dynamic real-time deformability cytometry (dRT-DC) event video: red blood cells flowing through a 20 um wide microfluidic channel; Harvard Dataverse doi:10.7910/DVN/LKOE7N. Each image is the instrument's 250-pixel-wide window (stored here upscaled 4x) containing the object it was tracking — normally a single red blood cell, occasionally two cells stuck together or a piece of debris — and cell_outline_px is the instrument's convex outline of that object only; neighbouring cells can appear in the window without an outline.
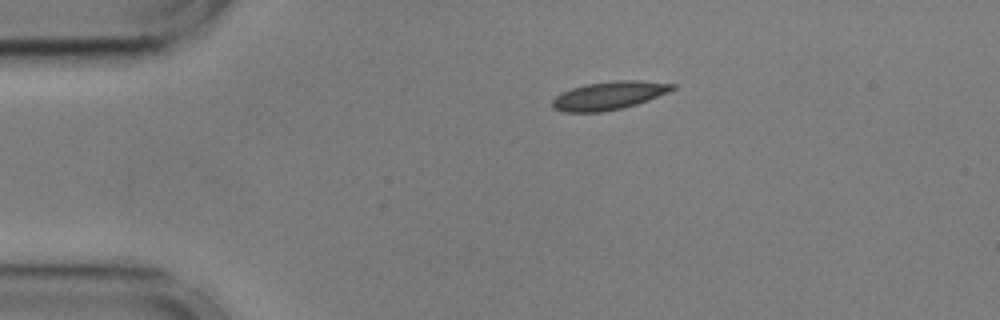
{"species": "common noctule bat (a hibernating species)", "species_latin": "Nyctalus noctula", "temperature_condition": "cold", "stored_images_in_passage": 46, "camera_frame_rate_fps": 3000, "um_per_image_px": 0.085, "animal": {"sex": "male", "body_mass_g": 17.9, "forearm_length_mm": 54.2}, "frame": {"image": 1, "passage_image": 1, "time_ms": 0.0, "image_size_px": [1000, 320], "cell_outline_px": [[676, 88], [668, 92], [648, 100], [636, 104], [620, 108], [600, 112], [564, 112], [552, 108], [552, 100], [560, 92], [572, 88], [588, 84], [612, 80], [640, 80], [676, 84]], "centroid_in_image_um": [51.75, 8.11], "position_along_channel_um": 33.2, "area_um2": 19.71}}
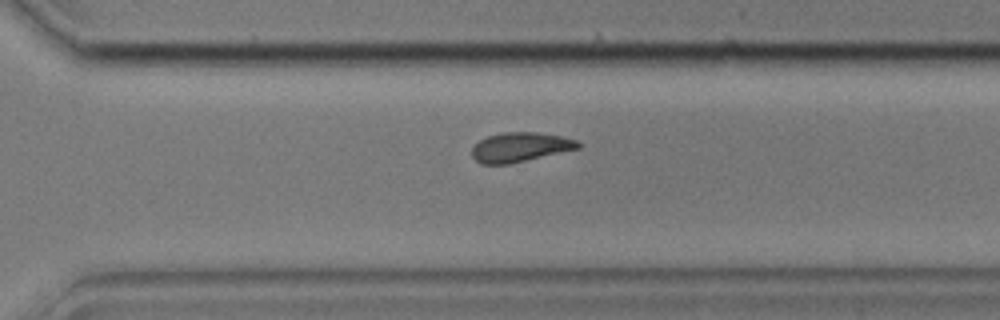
{"frame": {"image": 2, "passage_image": 29, "time_ms": 9.333, "image_size_px": [1000, 320], "cell_outline_px": [[580, 148], [508, 164], [480, 164], [472, 156], [472, 148], [480, 140], [488, 136], [500, 132], [536, 132], [560, 136], [576, 140], [580, 144]], "centroid_in_image_um": [44.19, 12.5], "position_along_channel_um": 326.4, "area_um2": 18.03}}
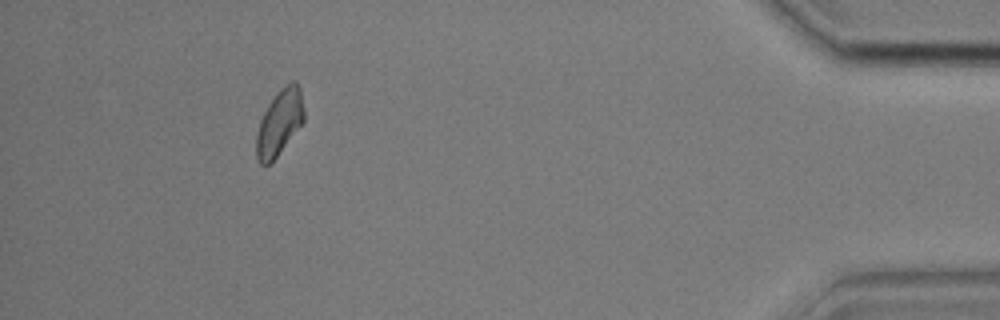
{"frame": {"image": 3, "passage_image": 41, "time_ms": 13.333, "image_size_px": [1000, 320], "cell_outline_px": [[304, 120], [272, 164], [260, 164], [256, 160], [256, 136], [260, 120], [268, 104], [276, 92], [284, 84], [292, 80], [296, 80], [300, 88], [304, 112]], "centroid_in_image_um": [23.74, 10.41], "position_along_channel_um": 411.5, "area_um2": 18.44}, "authors_computed_cell_mechanics": {"area_um2": 18.4382, "velocity_mm_per_s": 3.5908, "shape_relaxation_time_tau1_ms": null, "shape_relaxation_time_tau2_ms": 4.1682, "deformation_change_tau1": null, "deformation_change_tau2": 0.0786}}